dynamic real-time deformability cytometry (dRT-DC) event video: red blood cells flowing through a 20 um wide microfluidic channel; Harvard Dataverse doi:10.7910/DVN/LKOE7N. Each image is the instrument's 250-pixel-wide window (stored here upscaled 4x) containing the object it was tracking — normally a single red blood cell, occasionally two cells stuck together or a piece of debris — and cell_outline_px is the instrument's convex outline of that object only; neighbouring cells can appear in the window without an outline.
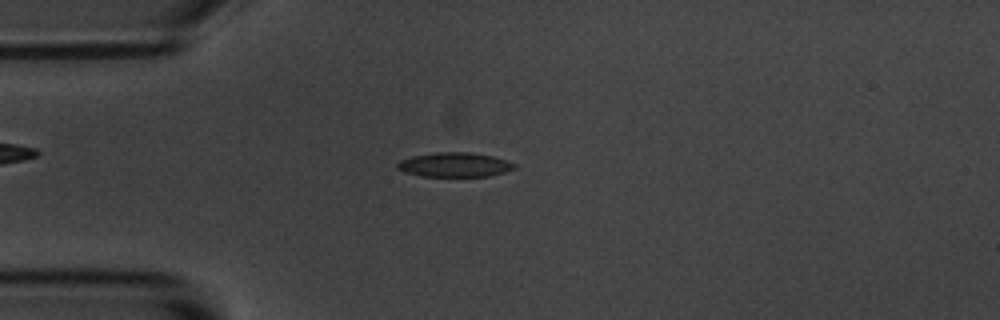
{"species": "common noctule bat (a hibernating species)", "species_latin": "Nyctalus noctula", "temperature_condition": "room temperature", "stored_images_in_passage": 6, "camera_frame_rate_fps": 3000, "um_per_image_px": 0.085, "animal": {"sex": "male", "body_mass_g": 20.1, "forearm_length_mm": 53.5}, "frame": {"image": 1, "passage_image": 3, "time_ms": 3.333, "image_size_px": [1000, 320], "cell_outline_px": [[516, 168], [504, 172], [488, 176], [420, 176], [404, 172], [396, 168], [396, 164], [400, 160], [412, 156], [436, 152], [468, 152], [492, 156], [516, 164]], "centroid_in_image_um": [38.6, 14.0], "position_along_channel_um": 46.4, "area_um2": 16.59}}
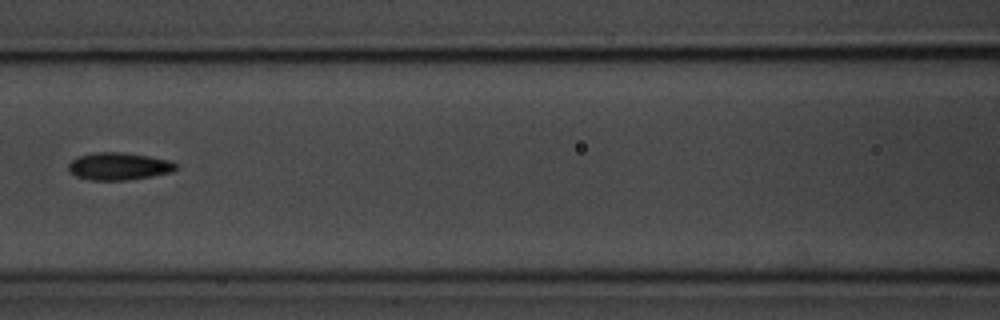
{"frame": {"image": 2, "passage_image": 6, "time_ms": 6.667, "image_size_px": [1000, 320], "cell_outline_px": [[180, 168], [172, 172], [152, 176], [124, 180], [92, 180], [76, 176], [68, 172], [68, 164], [72, 160], [80, 156], [96, 152], [120, 152], [148, 156], [172, 160], [180, 164]], "centroid_in_image_um": [10.16, 14.13], "position_along_channel_um": 156.4, "area_um2": 17.34}}